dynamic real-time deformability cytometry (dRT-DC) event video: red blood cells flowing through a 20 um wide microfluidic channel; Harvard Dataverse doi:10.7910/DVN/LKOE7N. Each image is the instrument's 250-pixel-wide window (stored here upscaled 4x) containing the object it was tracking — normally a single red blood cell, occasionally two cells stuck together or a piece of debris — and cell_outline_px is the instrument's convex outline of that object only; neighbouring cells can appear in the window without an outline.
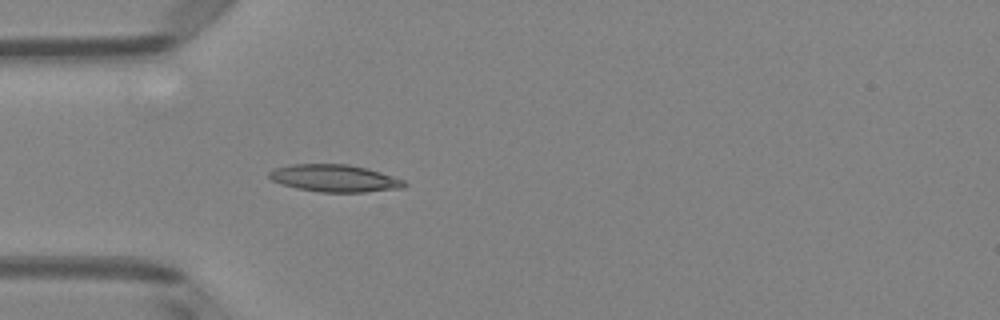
{"species": "Egyptian fruit bat (a non-hibernating species)", "species_latin": "Rousettus aegyptiacus", "temperature_condition": "room temperature", "stored_images_in_passage": 5, "camera_frame_rate_fps": 3000, "um_per_image_px": 0.085, "animal": {"sex": "female"}, "frame": {"image": 1, "passage_image": 5, "time_ms": 1.333, "image_size_px": [1000, 320], "cell_outline_px": [[408, 184], [404, 188], [364, 192], [320, 192], [280, 184], [272, 180], [268, 176], [268, 172], [276, 168], [292, 164], [348, 164], [368, 168], [404, 180]], "centroid_in_image_um": [28.46, 15.15], "position_along_channel_um": 56.5, "area_um2": 21.44}}